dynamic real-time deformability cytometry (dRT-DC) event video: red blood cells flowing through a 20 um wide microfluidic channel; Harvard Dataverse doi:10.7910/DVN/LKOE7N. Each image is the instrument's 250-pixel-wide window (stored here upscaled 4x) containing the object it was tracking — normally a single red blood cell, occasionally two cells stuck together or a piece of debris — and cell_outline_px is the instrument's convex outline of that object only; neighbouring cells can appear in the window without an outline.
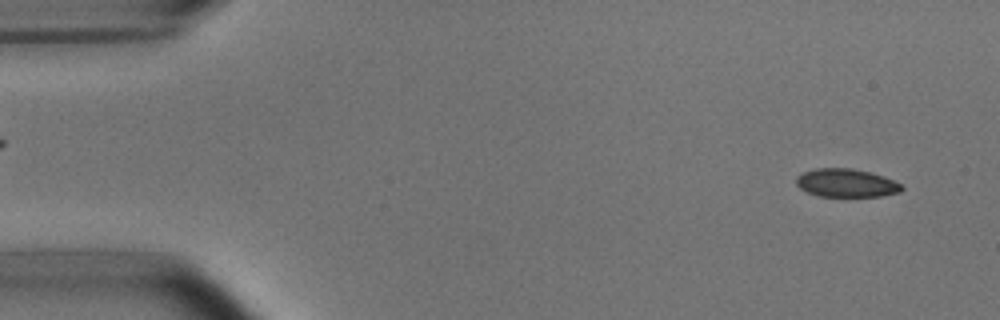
{"species": "common noctule bat (a hibernating species)", "species_latin": "Nyctalus noctula", "temperature_condition": "room temperature", "stored_images_in_passage": 53, "camera_frame_rate_fps": 3000, "um_per_image_px": 0.085, "animal": {"sex": "male", "body_mass_g": 15.6}, "frame": {"image": 1, "passage_image": 3, "time_ms": 0.667, "image_size_px": [1000, 320], "cell_outline_px": [[904, 188], [900, 192], [880, 196], [820, 196], [808, 192], [800, 188], [796, 184], [796, 176], [804, 172], [816, 168], [852, 168], [872, 172], [892, 180], [900, 184]], "centroid_in_image_um": [71.92, 15.54], "position_along_channel_um": 13.1, "area_um2": 17.28}}
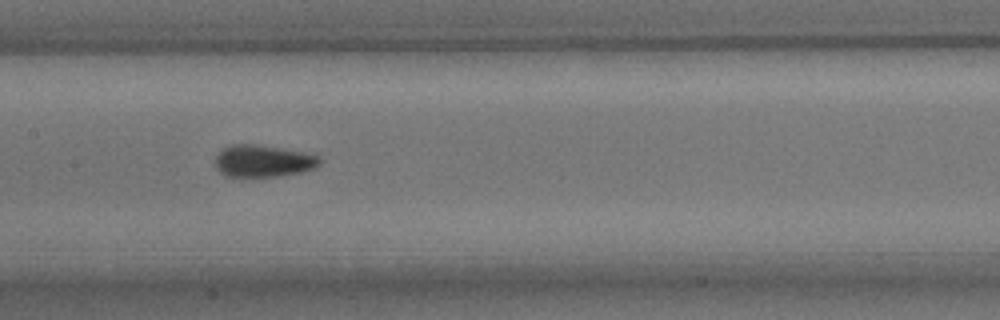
{"frame": {"image": 2, "passage_image": 25, "time_ms": 8.0, "image_size_px": [1000, 320], "cell_outline_px": [[320, 164], [316, 168], [300, 172], [280, 176], [244, 180], [232, 180], [224, 176], [216, 168], [216, 156], [228, 144], [256, 144], [316, 152], [320, 156]], "centroid_in_image_um": [22.38, 13.72], "position_along_channel_um": 185.0, "area_um2": 20.98}}
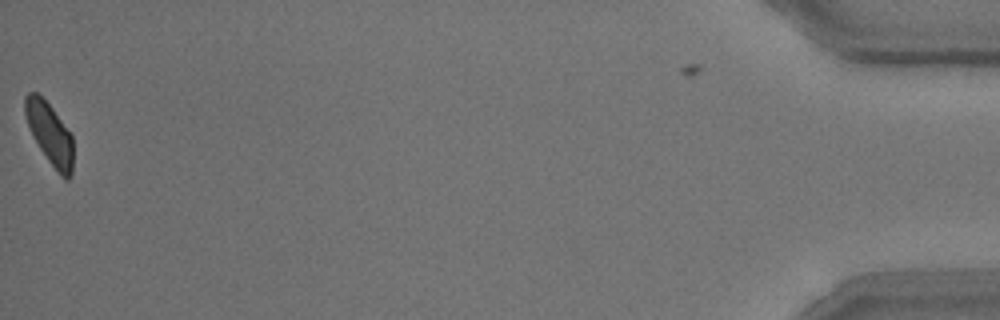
{"frame": {"image": 3, "passage_image": 52, "time_ms": 17.0, "image_size_px": [1000, 320], "cell_outline_px": [[72, 176], [68, 180], [64, 180], [60, 176], [48, 160], [32, 136], [24, 112], [24, 96], [28, 92], [36, 92], [52, 108], [72, 136]], "centroid_in_image_um": [4.21, 11.38], "position_along_channel_um": 431.0, "area_um2": 17.11}, "authors_computed_cell_mechanics": {"area_um2": 18.6116, "velocity_mm_per_s": 3.8051, "shape_relaxation_time_tau1_ms": 4.1493, "shape_relaxation_time_tau2_ms": null, "deformation_change_tau1": 0.1076, "deformation_change_tau2": null}}